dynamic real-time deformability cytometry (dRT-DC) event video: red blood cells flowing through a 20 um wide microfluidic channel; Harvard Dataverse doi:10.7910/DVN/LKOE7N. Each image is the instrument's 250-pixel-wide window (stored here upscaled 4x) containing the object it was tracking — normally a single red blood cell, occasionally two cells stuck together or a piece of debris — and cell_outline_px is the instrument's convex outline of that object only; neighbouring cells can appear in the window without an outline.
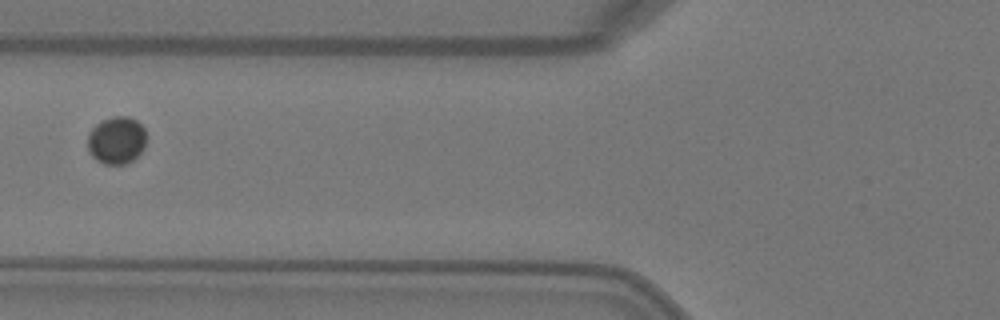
{"species": "Egyptian fruit bat (a non-hibernating species)", "species_latin": "Rousettus aegyptiacus", "temperature_condition": "warm", "stored_images_in_passage": 2, "camera_frame_rate_fps": 3000, "um_per_image_px": 0.085, "animal": {"sex": "female"}, "frame": {"image": 1, "passage_image": 2, "time_ms": 0.333, "image_size_px": [1000, 320], "cell_outline_px": [[148, 136], [144, 148], [132, 160], [124, 164], [104, 164], [96, 160], [92, 156], [88, 148], [88, 136], [92, 128], [96, 124], [112, 116], [128, 116], [136, 120], [144, 128]], "centroid_in_image_um": [9.93, 11.91], "position_along_channel_um": 115.9, "area_um2": 16.3}}